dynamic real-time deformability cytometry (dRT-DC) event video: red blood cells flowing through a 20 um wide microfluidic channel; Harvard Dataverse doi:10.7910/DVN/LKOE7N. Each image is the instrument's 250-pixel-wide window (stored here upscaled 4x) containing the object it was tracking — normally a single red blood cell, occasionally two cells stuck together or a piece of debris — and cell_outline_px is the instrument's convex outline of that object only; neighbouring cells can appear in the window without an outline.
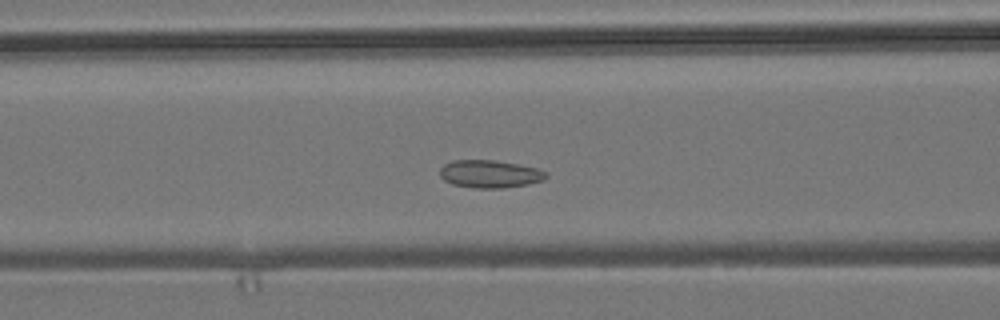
{"species": "common noctule bat (a hibernating species)", "species_latin": "Nyctalus noctula", "temperature_condition": "room temperature", "stored_images_in_passage": 50, "camera_frame_rate_fps": 3000, "um_per_image_px": 0.085, "animal": {"sex": "male", "body_mass_g": 19.2, "forearm_length_mm": 51.8}, "frame": {"image": 1, "passage_image": 18, "time_ms": 5.667, "image_size_px": [1000, 320], "cell_outline_px": [[548, 176], [544, 180], [528, 184], [504, 188], [476, 188], [452, 184], [444, 180], [440, 176], [440, 168], [444, 164], [452, 160], [496, 160], [536, 168], [548, 172]], "centroid_in_image_um": [41.64, 14.78], "position_along_channel_um": 125.0, "area_um2": 17.22}}
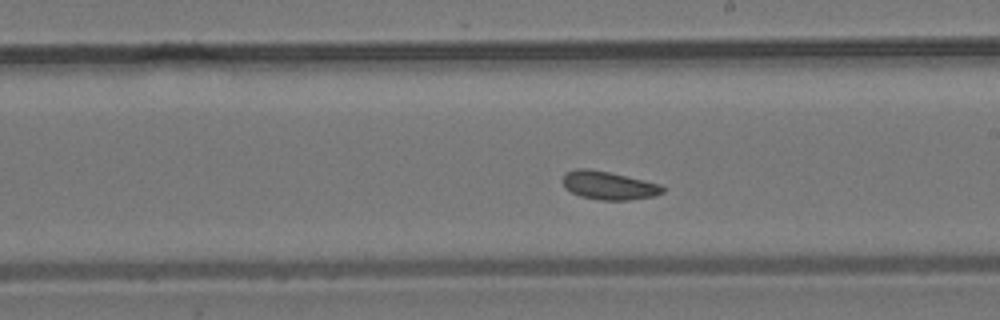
{"frame": {"image": 2, "passage_image": 27, "time_ms": 8.667, "image_size_px": [1000, 320], "cell_outline_px": [[664, 192], [652, 196], [628, 200], [600, 200], [580, 196], [572, 192], [564, 184], [564, 172], [576, 168], [584, 168], [608, 172], [664, 184]], "centroid_in_image_um": [51.78, 15.76], "position_along_channel_um": 237.2, "area_um2": 16.36}}
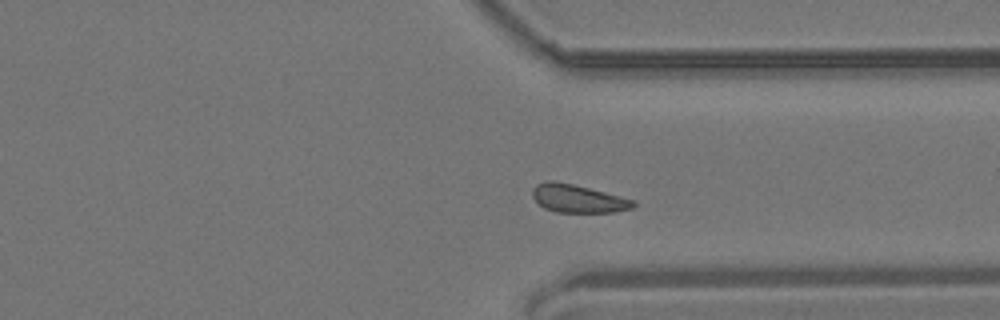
{"frame": {"image": 3, "passage_image": 37, "time_ms": 12.0, "image_size_px": [1000, 320], "cell_outline_px": [[636, 204], [632, 208], [616, 212], [556, 212], [544, 208], [532, 196], [532, 188], [536, 184], [544, 180], [552, 180], [572, 184], [620, 196], [632, 200]], "centroid_in_image_um": [49.08, 16.87], "position_along_channel_um": 362.3, "area_um2": 16.36}, "authors_computed_cell_mechanics": {"area_um2": 16.7331, "velocity_mm_per_s": 3.754, "shape_relaxation_time_tau1_ms": null, "shape_relaxation_time_tau2_ms": 3.659, "deformation_change_tau1": null, "deformation_change_tau2": 0.0922}}